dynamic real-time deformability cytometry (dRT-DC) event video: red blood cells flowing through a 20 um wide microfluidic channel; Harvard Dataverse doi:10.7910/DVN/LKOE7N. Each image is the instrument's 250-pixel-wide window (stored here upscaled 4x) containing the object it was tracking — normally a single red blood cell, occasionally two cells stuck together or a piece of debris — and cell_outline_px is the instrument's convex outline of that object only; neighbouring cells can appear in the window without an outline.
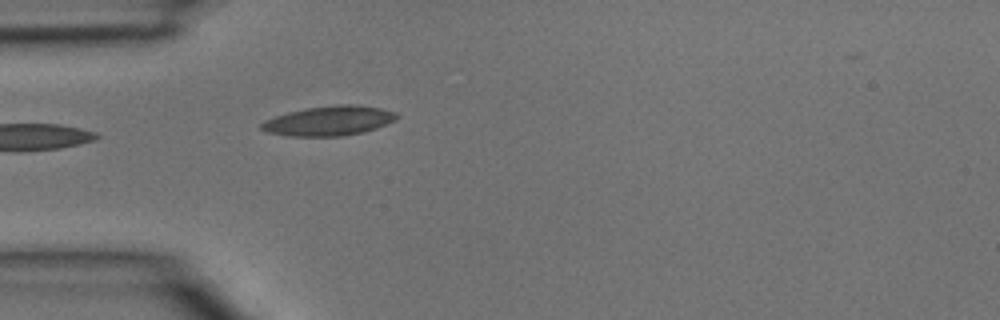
{"species": "common noctule bat (a hibernating species)", "species_latin": "Nyctalus noctula", "temperature_condition": "room temperature", "stored_images_in_passage": 4, "camera_frame_rate_fps": 3000, "um_per_image_px": 0.085, "animal": {"sex": "male", "body_mass_g": 15.6}, "frame": {"image": 1, "passage_image": 4, "time_ms": 1.0, "image_size_px": [1000, 320], "cell_outline_px": [[400, 116], [396, 120], [376, 128], [364, 132], [344, 136], [288, 136], [268, 132], [260, 128], [260, 124], [264, 120], [288, 112], [304, 108], [336, 104], [356, 104], [380, 108], [396, 112]], "centroid_in_image_um": [27.99, 10.26], "position_along_channel_um": 57.0, "area_um2": 23.58}}